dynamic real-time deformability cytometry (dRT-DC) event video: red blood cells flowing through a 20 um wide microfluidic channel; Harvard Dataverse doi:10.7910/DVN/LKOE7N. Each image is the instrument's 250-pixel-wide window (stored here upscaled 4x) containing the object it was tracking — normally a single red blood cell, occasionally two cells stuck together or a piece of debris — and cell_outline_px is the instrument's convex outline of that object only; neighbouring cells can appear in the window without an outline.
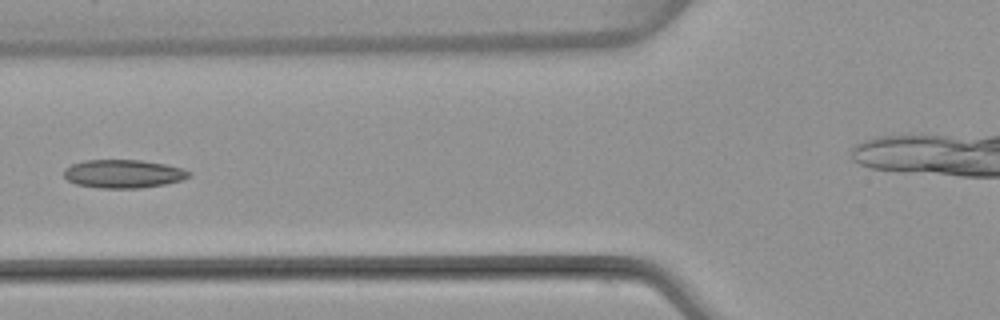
{"species": "common noctule bat (a hibernating species)", "species_latin": "Nyctalus noctula", "temperature_condition": "warm", "stored_images_in_passage": 5, "camera_frame_rate_fps": 3000, "um_per_image_px": 0.085, "animal": {"sex": "female", "body_mass_g": 22.7, "forearm_length_mm": 54.2}, "frame": {"image": 1, "passage_image": 5, "time_ms": 5.667, "image_size_px": [1000, 320], "cell_outline_px": [[192, 172], [188, 176], [180, 180], [164, 184], [140, 188], [100, 188], [76, 184], [68, 180], [64, 176], [64, 168], [72, 164], [84, 160], [140, 160], [164, 164], [180, 168]], "centroid_in_image_um": [10.43, 14.77], "position_along_channel_um": 115.4, "area_um2": 20.46}}